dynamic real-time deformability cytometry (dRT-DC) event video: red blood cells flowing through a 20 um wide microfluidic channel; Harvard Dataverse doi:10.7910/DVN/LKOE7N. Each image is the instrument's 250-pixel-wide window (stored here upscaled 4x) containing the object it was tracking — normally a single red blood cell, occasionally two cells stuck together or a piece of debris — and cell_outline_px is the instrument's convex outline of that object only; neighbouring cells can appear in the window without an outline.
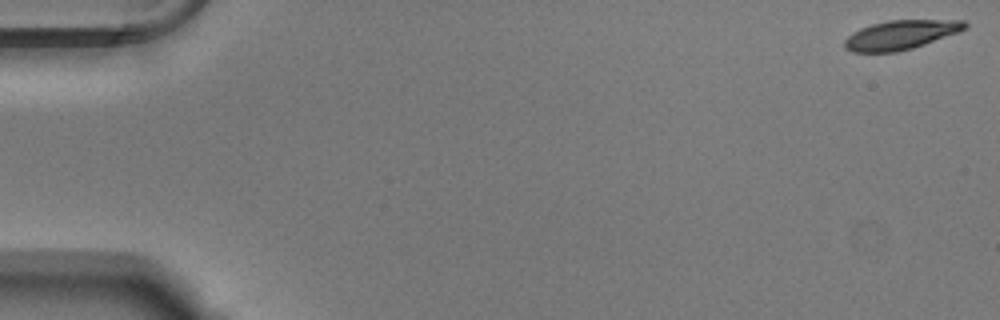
{"species": "Egyptian fruit bat (a non-hibernating species)", "species_latin": "Rousettus aegyptiacus", "temperature_condition": "warm", "stored_images_in_passage": 54, "camera_frame_rate_fps": 3000, "um_per_image_px": 0.085, "animal": {"sex": "male"}, "frame": {"image": 1, "passage_image": 1, "time_ms": 0.0, "image_size_px": [1000, 320], "cell_outline_px": [[968, 28], [960, 32], [912, 48], [896, 52], [852, 52], [844, 48], [844, 40], [848, 36], [860, 28], [872, 24], [888, 20], [964, 20], [968, 24]], "centroid_in_image_um": [76.58, 2.96], "position_along_channel_um": 8.4, "area_um2": 20.52}}
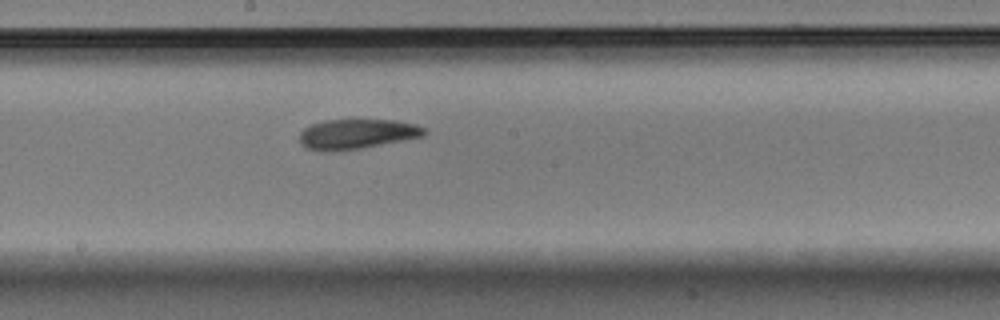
{"frame": {"image": 2, "passage_image": 30, "time_ms": 9.667, "image_size_px": [1000, 320], "cell_outline_px": [[428, 132], [424, 136], [404, 140], [360, 148], [324, 152], [304, 148], [300, 140], [300, 132], [304, 128], [312, 124], [324, 120], [396, 120], [412, 124], [424, 128]], "centroid_in_image_um": [30.3, 11.39], "position_along_channel_um": 217.9, "area_um2": 21.62}}
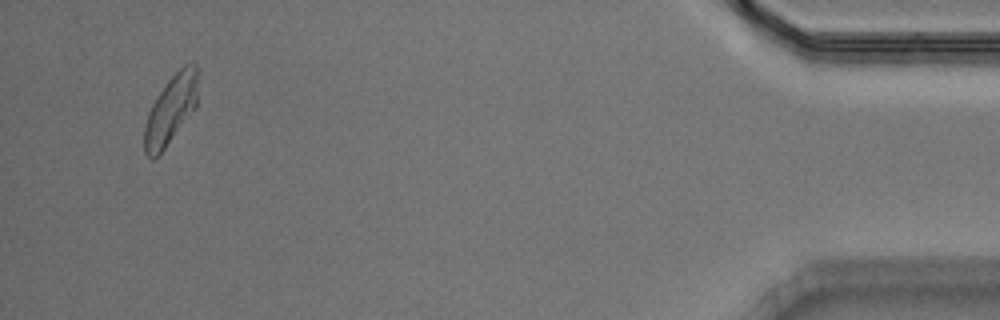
{"frame": {"image": 3, "passage_image": 52, "time_ms": 17.0, "image_size_px": [1000, 320], "cell_outline_px": [[200, 72], [196, 108], [164, 148], [152, 160], [144, 152], [144, 128], [148, 112], [156, 96], [168, 80], [184, 64], [192, 60], [196, 64]], "centroid_in_image_um": [14.56, 9.23], "position_along_channel_um": 420.6, "area_um2": 21.79}, "authors_computed_cell_mechanics": {"area_um2": 21.5016, "velocity_mm_per_s": 3.7608, "shape_relaxation_time_tau1_ms": 7.7466, "shape_relaxation_time_tau2_ms": 3.8095, "deformation_change_tau1": 0.198, "deformation_change_tau2": 0.1128}}